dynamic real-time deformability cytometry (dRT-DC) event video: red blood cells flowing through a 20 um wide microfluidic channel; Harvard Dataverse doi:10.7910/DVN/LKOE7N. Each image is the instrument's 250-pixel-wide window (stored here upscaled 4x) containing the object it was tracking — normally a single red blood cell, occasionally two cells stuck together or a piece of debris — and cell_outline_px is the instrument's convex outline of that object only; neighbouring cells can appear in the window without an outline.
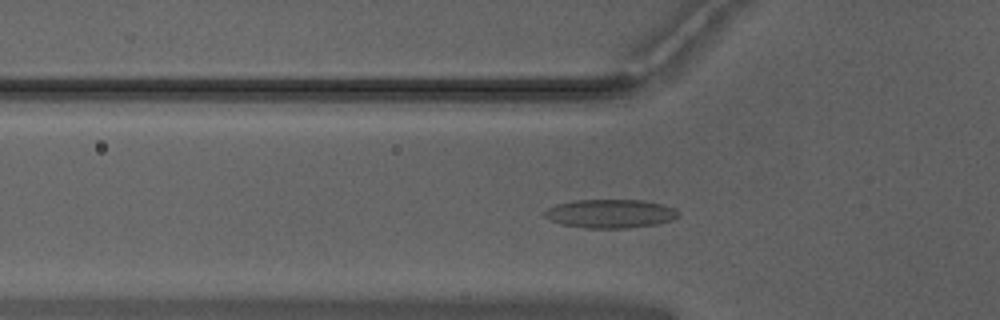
{"species": "Egyptian fruit bat (a non-hibernating species)", "species_latin": "Rousettus aegyptiacus", "temperature_condition": "warm", "stored_images_in_passage": 51, "camera_frame_rate_fps": 3000, "um_per_image_px": 0.085, "animal": {"sex": "male"}, "frame": {"image": 1, "passage_image": 16, "time_ms": 5.0, "image_size_px": [1000, 320], "cell_outline_px": [[680, 216], [672, 220], [656, 224], [628, 228], [584, 228], [564, 224], [552, 220], [544, 216], [544, 212], [548, 208], [556, 204], [572, 200], [644, 200], [676, 208], [680, 212]], "centroid_in_image_um": [51.92, 18.15], "position_along_channel_um": 73.9, "area_um2": 22.37}}
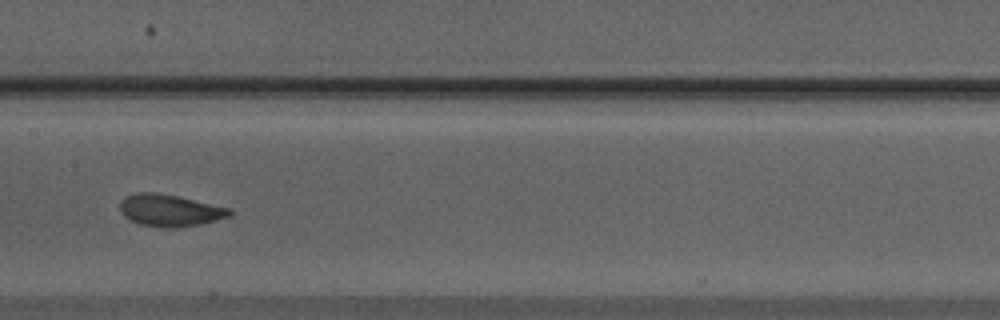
{"frame": {"image": 2, "passage_image": 25, "time_ms": 8.0, "image_size_px": [1000, 320], "cell_outline_px": [[232, 212], [228, 216], [200, 224], [168, 228], [140, 224], [128, 220], [120, 212], [120, 204], [128, 196], [136, 192], [156, 192], [176, 196], [232, 208]], "centroid_in_image_um": [14.42, 17.88], "position_along_channel_um": 193.0, "area_um2": 20.11}}
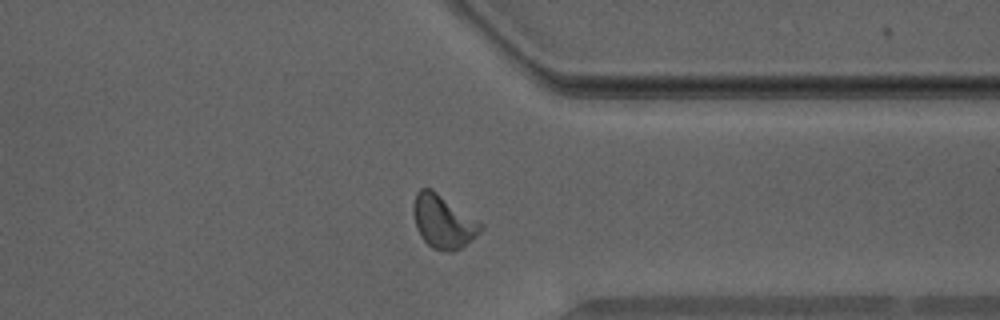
{"frame": {"image": 3, "passage_image": 39, "time_ms": 12.667, "image_size_px": [1000, 320], "cell_outline_px": [[484, 228], [472, 240], [460, 248], [452, 252], [448, 252], [432, 248], [420, 236], [416, 228], [412, 208], [412, 204], [416, 192], [420, 188], [432, 188], [484, 224]], "centroid_in_image_um": [37.67, 18.82], "position_along_channel_um": 373.7, "area_um2": 21.15}, "authors_computed_cell_mechanics": {"area_um2": 19.941, "velocity_mm_per_s": 3.9475, "shape_relaxation_time_tau1_ms": 4.4028, "shape_relaxation_time_tau2_ms": 1.2704, "deformation_change_tau1": 0.136, "deformation_change_tau2": 0.0723}}